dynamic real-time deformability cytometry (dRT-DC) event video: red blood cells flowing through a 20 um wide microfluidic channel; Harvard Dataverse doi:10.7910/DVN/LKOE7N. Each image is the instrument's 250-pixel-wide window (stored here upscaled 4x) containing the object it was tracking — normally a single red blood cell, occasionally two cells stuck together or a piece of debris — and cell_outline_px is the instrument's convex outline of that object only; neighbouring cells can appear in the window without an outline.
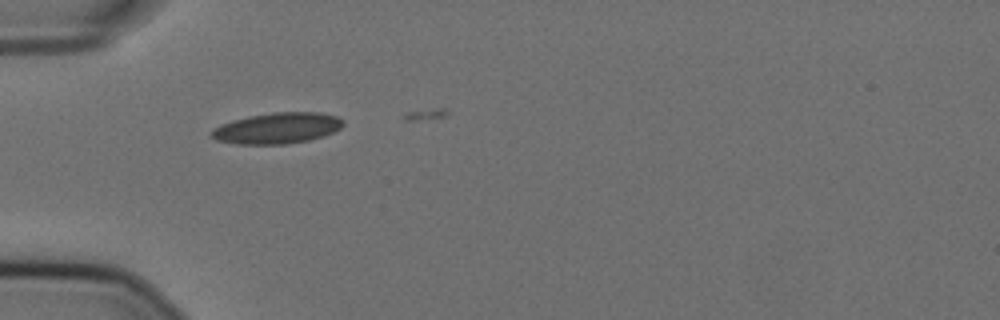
{"species": "Egyptian fruit bat (a non-hibernating species)", "species_latin": "Rousettus aegyptiacus", "temperature_condition": "cold", "stored_images_in_passage": 5, "camera_frame_rate_fps": 3000, "um_per_image_px": 0.085, "animal": {"sex": "female"}, "frame": {"image": 1, "passage_image": 2, "time_ms": 0.333, "image_size_px": [1000, 320], "cell_outline_px": [[344, 124], [340, 128], [324, 136], [308, 140], [284, 144], [236, 144], [216, 140], [208, 136], [208, 132], [212, 128], [220, 124], [232, 120], [248, 116], [272, 112], [320, 112], [336, 116], [344, 120]], "centroid_in_image_um": [23.5, 10.89], "position_along_channel_um": 61.5, "area_um2": 24.04}}